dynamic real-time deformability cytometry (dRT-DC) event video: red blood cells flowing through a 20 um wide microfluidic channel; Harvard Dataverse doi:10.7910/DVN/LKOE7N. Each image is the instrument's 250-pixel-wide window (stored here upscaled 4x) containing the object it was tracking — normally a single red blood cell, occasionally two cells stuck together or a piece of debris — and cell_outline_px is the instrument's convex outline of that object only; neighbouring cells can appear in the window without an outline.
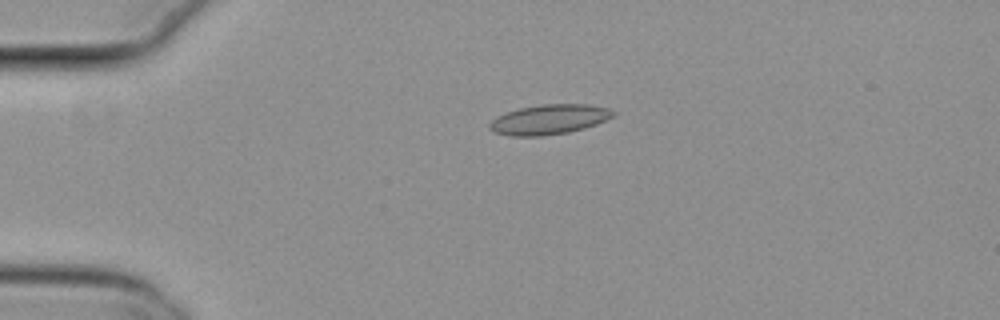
{"species": "common noctule bat (a hibernating species)", "species_latin": "Nyctalus noctula", "temperature_condition": "cold", "stored_images_in_passage": 55, "camera_frame_rate_fps": 3000, "um_per_image_px": 0.085, "animal": {"sex": "female", "body_mass_g": 29.2, "forearm_length_mm": 56.3}, "frame": {"image": 1, "passage_image": 13, "time_ms": 4.0, "image_size_px": [1000, 320], "cell_outline_px": [[616, 116], [596, 124], [584, 128], [568, 132], [540, 136], [508, 136], [492, 132], [488, 128], [488, 124], [496, 116], [520, 108], [540, 104], [592, 104], [608, 108], [616, 112]], "centroid_in_image_um": [46.68, 10.15], "position_along_channel_um": 38.3, "area_um2": 21.73}}
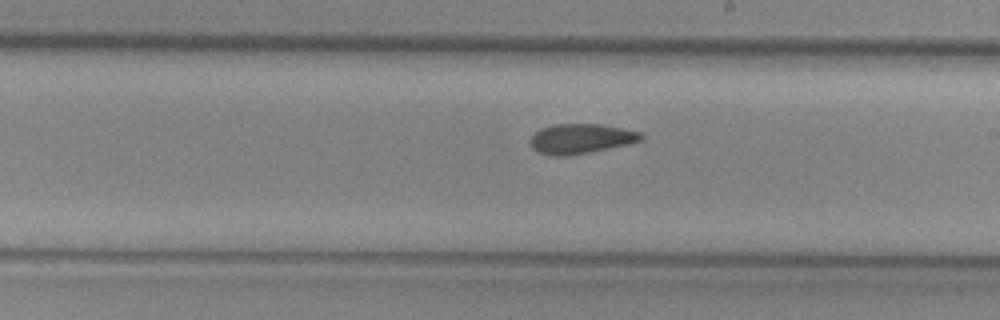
{"frame": {"image": 2, "passage_image": 32, "time_ms": 10.333, "image_size_px": [1000, 320], "cell_outline_px": [[644, 140], [632, 144], [568, 156], [552, 156], [536, 152], [532, 148], [532, 136], [540, 128], [552, 124], [600, 124], [640, 132], [644, 136]], "centroid_in_image_um": [49.4, 11.8], "position_along_channel_um": 239.6, "area_um2": 19.42}}
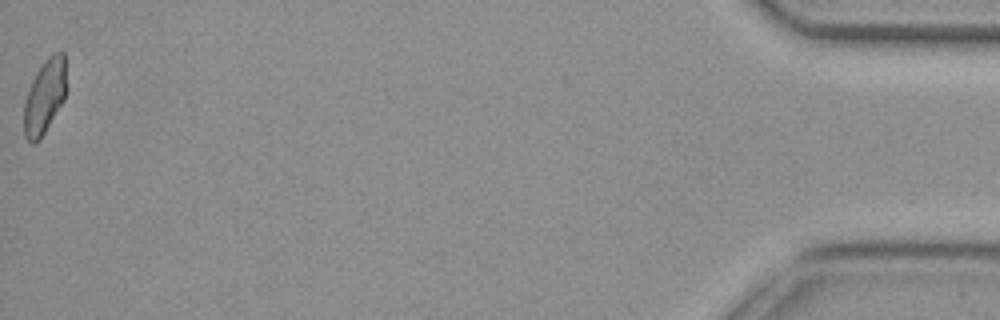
{"frame": {"image": 3, "passage_image": 55, "time_ms": 18.0, "image_size_px": [1000, 320], "cell_outline_px": [[68, 88], [64, 100], [40, 140], [32, 144], [24, 136], [24, 100], [32, 80], [36, 72], [44, 60], [52, 52], [64, 52]], "centroid_in_image_um": [3.82, 8.17], "position_along_channel_um": 431.4, "area_um2": 18.84}, "authors_computed_cell_mechanics": {"area_um2": 19.652, "velocity_mm_per_s": 3.789, "shape_relaxation_time_tau1_ms": null, "shape_relaxation_time_tau2_ms": 4.0697, "deformation_change_tau1": null, "deformation_change_tau2": 0.0823}}